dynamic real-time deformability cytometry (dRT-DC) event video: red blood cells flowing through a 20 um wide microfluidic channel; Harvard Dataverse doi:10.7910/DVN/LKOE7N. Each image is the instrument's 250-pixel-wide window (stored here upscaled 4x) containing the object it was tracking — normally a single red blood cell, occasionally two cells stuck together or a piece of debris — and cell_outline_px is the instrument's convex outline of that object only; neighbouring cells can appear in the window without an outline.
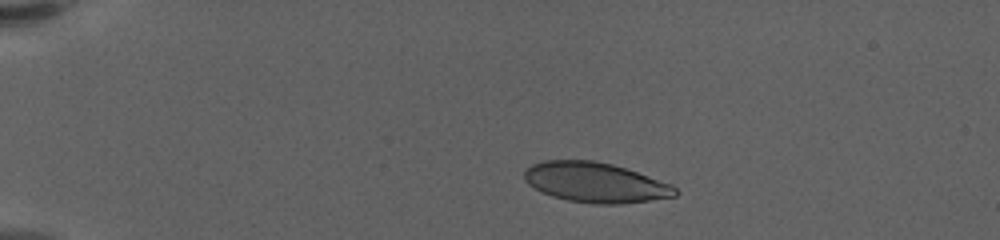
{"species": "human", "species_latin": "Homo sapiens", "temperature_condition": "warm", "stored_images_in_passage": 48, "camera_frame_rate_fps": 3000, "um_per_image_px": 0.085, "donor": {"sex": "female"}, "frame": {"image": 1, "passage_image": 1, "time_ms": 0.0, "image_size_px": [1000, 240], "cell_outline_px": [[680, 192], [676, 196], [620, 204], [592, 204], [568, 200], [552, 196], [540, 192], [528, 184], [524, 180], [524, 172], [532, 164], [544, 160], [592, 160], [612, 164], [672, 184]], "centroid_in_image_um": [50.59, 15.51], "position_along_channel_um": 34.4, "area_um2": 35.14}}
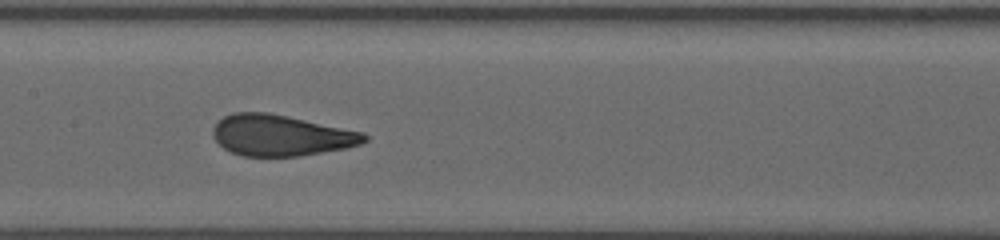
{"frame": {"image": 2, "passage_image": 20, "time_ms": 6.333, "image_size_px": [1000, 240], "cell_outline_px": [[368, 140], [360, 144], [348, 148], [300, 156], [244, 156], [232, 152], [224, 148], [212, 136], [212, 128], [224, 116], [232, 112], [268, 112], [364, 132], [368, 136]], "centroid_in_image_um": [23.89, 11.5], "position_along_channel_um": 183.5, "area_um2": 36.24}}
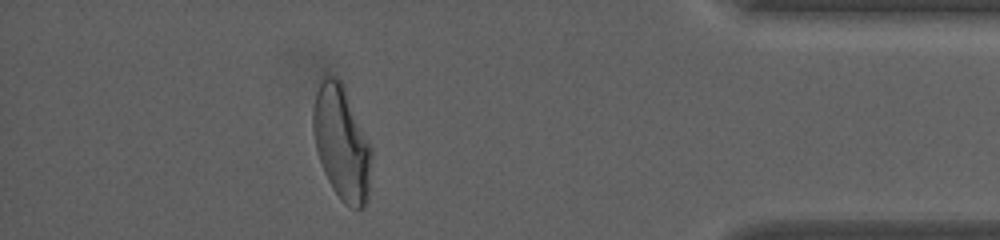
{"frame": {"image": 3, "passage_image": 42, "time_ms": 13.667, "image_size_px": [1000, 240], "cell_outline_px": [[372, 156], [368, 200], [364, 208], [352, 208], [344, 204], [332, 188], [324, 172], [316, 148], [312, 132], [312, 108], [316, 92], [324, 76], [336, 76], [340, 80], [344, 88], [372, 148]], "centroid_in_image_um": [29.04, 12.19], "position_along_channel_um": 406.2, "area_um2": 38.78}, "authors_computed_cell_mechanics": {"area_um2": 36.414, "velocity_mm_per_s": 3.5165, "shape_relaxation_time_tau1_ms": 7.7975, "shape_relaxation_time_tau2_ms": null, "deformation_change_tau1": 0.2583, "deformation_change_tau2": null}}